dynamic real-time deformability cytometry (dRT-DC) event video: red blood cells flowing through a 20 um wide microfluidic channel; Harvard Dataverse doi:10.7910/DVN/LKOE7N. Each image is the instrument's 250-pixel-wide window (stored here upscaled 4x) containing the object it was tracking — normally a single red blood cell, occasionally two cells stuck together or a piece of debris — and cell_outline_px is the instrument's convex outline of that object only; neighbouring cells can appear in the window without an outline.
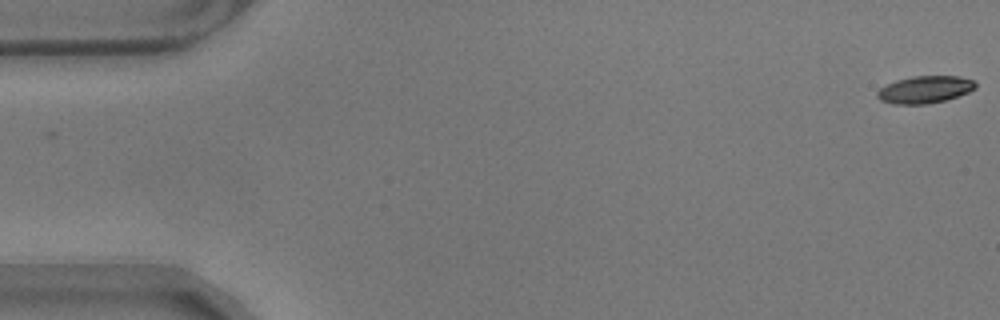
{"species": "common noctule bat (a hibernating species)", "species_latin": "Nyctalus noctula", "temperature_condition": "warm", "stored_images_in_passage": 58, "camera_frame_rate_fps": 3000, "um_per_image_px": 0.085, "animal": {"sex": "male", "body_mass_g": 17.9}, "frame": {"image": 1, "passage_image": 1, "time_ms": 0.0, "image_size_px": [1000, 320], "cell_outline_px": [[976, 88], [968, 92], [944, 100], [924, 104], [892, 104], [880, 100], [876, 96], [876, 92], [880, 88], [896, 80], [912, 76], [960, 76], [976, 80]], "centroid_in_image_um": [78.61, 7.6], "position_along_channel_um": 6.4, "area_um2": 15.61}}
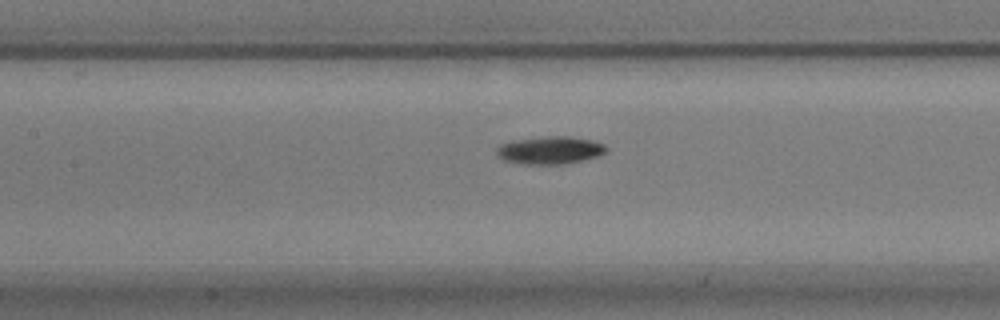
{"frame": {"image": 2, "passage_image": 26, "time_ms": 8.333, "image_size_px": [1000, 320], "cell_outline_px": [[608, 152], [600, 156], [564, 164], [524, 164], [504, 160], [496, 156], [496, 148], [500, 144], [512, 140], [548, 136], [568, 136], [592, 140], [604, 144], [608, 148]], "centroid_in_image_um": [46.76, 12.76], "position_along_channel_um": 160.6, "area_um2": 17.92}}
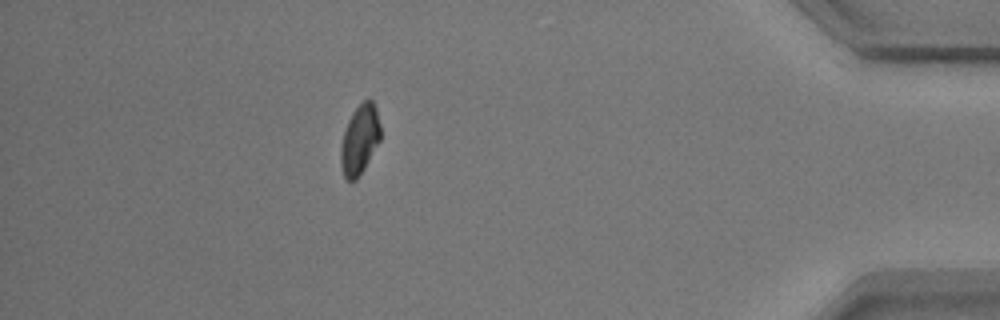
{"frame": {"image": 3, "passage_image": 51, "time_ms": 16.667, "image_size_px": [1000, 320], "cell_outline_px": [[380, 140], [364, 168], [356, 180], [348, 180], [344, 176], [340, 164], [340, 148], [344, 132], [348, 120], [352, 112], [364, 100], [372, 100], [376, 108], [380, 124]], "centroid_in_image_um": [30.57, 11.86], "position_along_channel_um": 404.6, "area_um2": 15.95}, "authors_computed_cell_mechanics": {"area_um2": 16.4152, "velocity_mm_per_s": 3.5233, "shape_relaxation_time_tau1_ms": 3.3766, "shape_relaxation_time_tau2_ms": null, "deformation_change_tau1": 0.1282, "deformation_change_tau2": null}}